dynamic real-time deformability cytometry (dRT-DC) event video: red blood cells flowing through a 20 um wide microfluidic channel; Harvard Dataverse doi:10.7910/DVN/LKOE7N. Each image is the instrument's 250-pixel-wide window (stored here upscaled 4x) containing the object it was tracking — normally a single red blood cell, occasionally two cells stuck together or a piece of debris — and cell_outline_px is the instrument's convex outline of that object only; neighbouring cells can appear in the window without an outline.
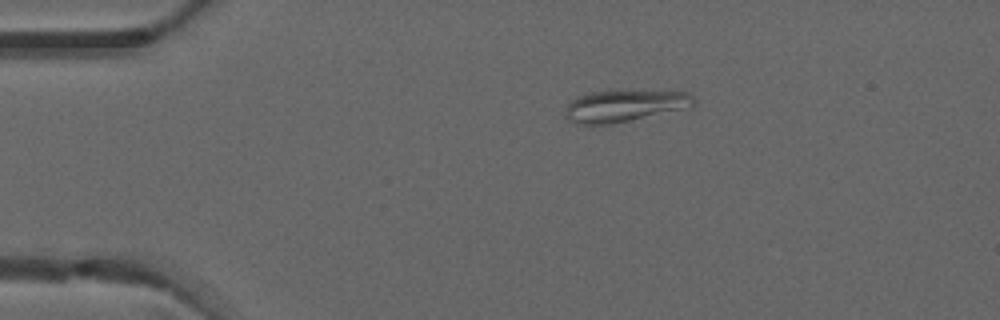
{"species": "common noctule bat (a hibernating species)", "species_latin": "Nyctalus noctula", "temperature_condition": "warm", "stored_images_in_passage": 2, "camera_frame_rate_fps": 3000, "um_per_image_px": 0.085, "animal": {"sex": "male", "forearm_length_mm": 52.5}, "frame": {"image": 1, "passage_image": 1, "time_ms": 0.0, "image_size_px": [1000, 320], "cell_outline_px": [[696, 100], [692, 108], [592, 128], [576, 124], [568, 120], [564, 116], [568, 104], [576, 96], [608, 88], [688, 92]], "centroid_in_image_um": [53.07, 8.99], "position_along_channel_um": 31.9, "area_um2": 25.49}}